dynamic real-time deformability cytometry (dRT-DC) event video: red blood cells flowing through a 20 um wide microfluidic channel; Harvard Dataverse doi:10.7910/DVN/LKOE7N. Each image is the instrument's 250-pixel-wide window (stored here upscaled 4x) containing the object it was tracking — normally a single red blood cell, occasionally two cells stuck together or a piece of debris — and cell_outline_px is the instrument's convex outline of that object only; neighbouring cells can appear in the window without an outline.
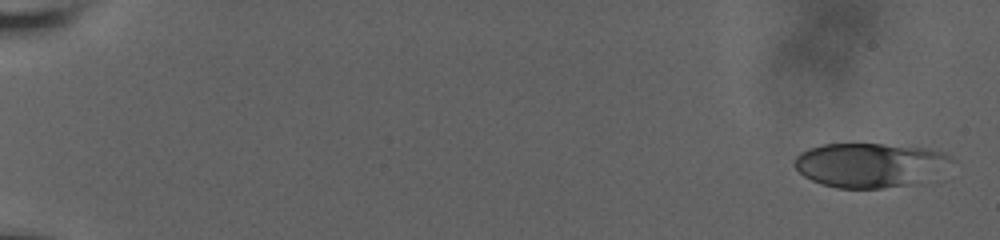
{"species": "human", "species_latin": "Homo sapiens", "temperature_condition": "room temperature", "stored_images_in_passage": 12, "camera_frame_rate_fps": 3000, "um_per_image_px": 0.085, "donor": {"sex": "male"}, "frame": {"image": 1, "passage_image": 1, "time_ms": 0.0, "image_size_px": [1000, 240], "cell_outline_px": [[952, 160], [908, 184], [880, 188], [836, 188], [820, 184], [804, 176], [792, 164], [796, 156], [800, 152], [808, 148], [824, 144], [884, 144], [928, 148], [940, 152], [948, 156]], "centroid_in_image_um": [73.71, 14.0], "position_along_channel_um": 11.3, "area_um2": 39.19}}